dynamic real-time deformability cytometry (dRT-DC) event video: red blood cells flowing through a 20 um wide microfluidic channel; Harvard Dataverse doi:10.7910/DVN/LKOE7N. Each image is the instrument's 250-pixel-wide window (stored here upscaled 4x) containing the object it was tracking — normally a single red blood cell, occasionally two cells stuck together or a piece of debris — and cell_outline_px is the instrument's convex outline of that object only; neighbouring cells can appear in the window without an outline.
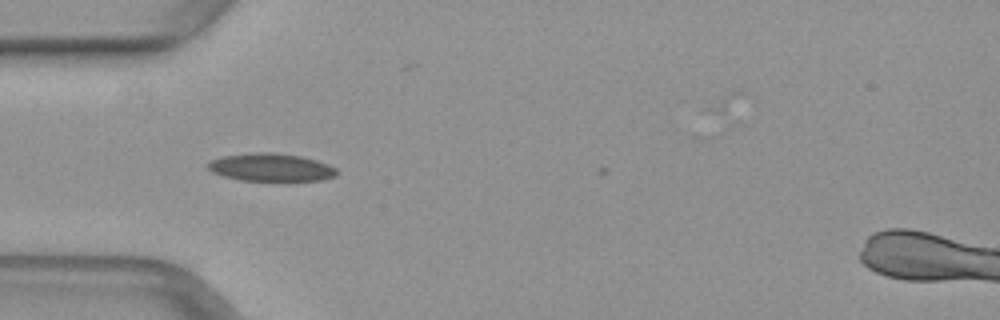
{"species": "common noctule bat (a hibernating species)", "species_latin": "Nyctalus noctula", "temperature_condition": "warm", "stored_images_in_passage": 4, "camera_frame_rate_fps": 3000, "um_per_image_px": 0.085, "animal": {"sex": "female", "body_mass_g": 29.2, "forearm_length_mm": 56.3}, "frame": {"image": 1, "passage_image": 1, "time_ms": 0.0, "image_size_px": [1000, 320], "cell_outline_px": [[340, 172], [336, 176], [324, 180], [288, 184], [280, 184], [240, 180], [224, 176], [212, 172], [208, 168], [208, 164], [212, 160], [224, 156], [256, 152], [268, 152], [300, 156], [316, 160], [328, 164], [336, 168]], "centroid_in_image_um": [23.14, 14.3], "position_along_channel_um": 61.9, "area_um2": 22.02}}